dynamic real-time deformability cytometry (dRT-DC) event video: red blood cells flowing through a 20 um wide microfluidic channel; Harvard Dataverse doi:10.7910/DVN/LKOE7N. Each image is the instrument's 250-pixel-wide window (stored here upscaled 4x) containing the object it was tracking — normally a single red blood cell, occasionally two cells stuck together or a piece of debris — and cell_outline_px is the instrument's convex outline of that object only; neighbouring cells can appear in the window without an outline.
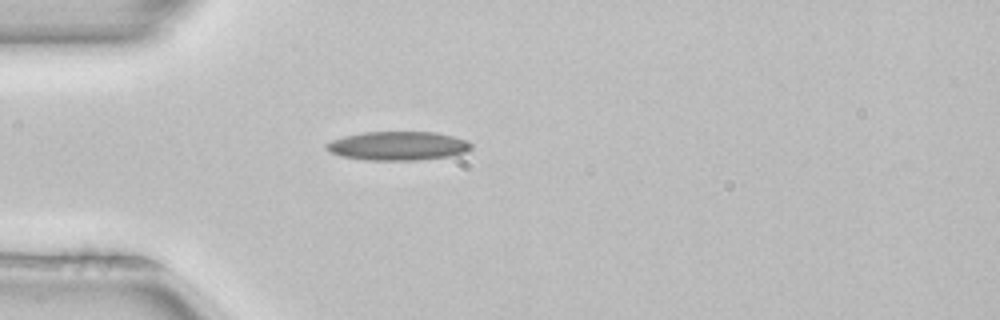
{"species": "common noctule bat (a hibernating species)", "species_latin": "Nyctalus noctula", "temperature_condition": "room temperature", "stored_images_in_passage": 38, "camera_frame_rate_fps": 3000, "um_per_image_px": 0.085, "animal": {"sex": "female", "body_mass_g": 22.7, "forearm_length_mm": 54.2}, "frame": {"image": 1, "passage_image": 1, "time_ms": 0.0, "image_size_px": [1000, 320], "cell_outline_px": [[472, 148], [468, 152], [452, 156], [420, 160], [364, 160], [340, 156], [324, 148], [324, 144], [332, 140], [344, 136], [364, 132], [436, 132], [452, 136], [464, 140], [472, 144]], "centroid_in_image_um": [33.82, 12.41], "position_along_channel_um": 51.2, "area_um2": 24.51}}
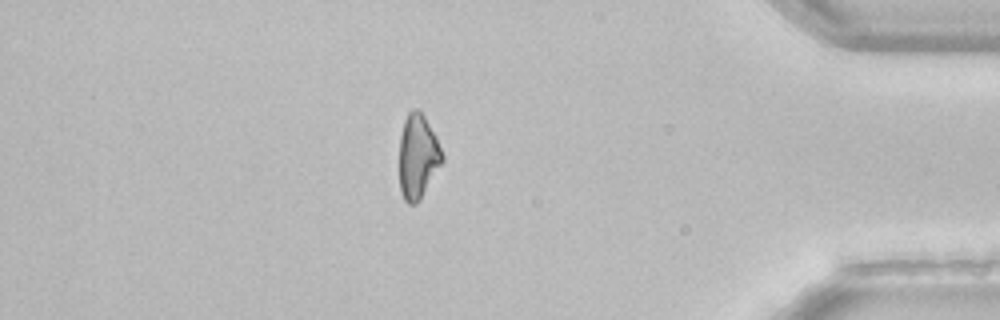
{"frame": {"image": 2, "passage_image": 31, "time_ms": 10.0, "image_size_px": [1000, 320], "cell_outline_px": [[444, 160], [420, 200], [416, 204], [408, 204], [404, 200], [400, 192], [400, 136], [404, 120], [408, 112], [412, 108], [416, 108], [424, 116], [436, 136], [444, 156]], "centroid_in_image_um": [35.52, 13.31], "position_along_channel_um": 399.7, "area_um2": 21.15}, "authors_computed_cell_mechanics": {"area_um2": 22.5709, "velocity_mm_per_s": 3.9851, "shape_relaxation_time_tau1_ms": 5.8129, "shape_relaxation_time_tau2_ms": null, "deformation_change_tau1": 0.1277, "deformation_change_tau2": null}}